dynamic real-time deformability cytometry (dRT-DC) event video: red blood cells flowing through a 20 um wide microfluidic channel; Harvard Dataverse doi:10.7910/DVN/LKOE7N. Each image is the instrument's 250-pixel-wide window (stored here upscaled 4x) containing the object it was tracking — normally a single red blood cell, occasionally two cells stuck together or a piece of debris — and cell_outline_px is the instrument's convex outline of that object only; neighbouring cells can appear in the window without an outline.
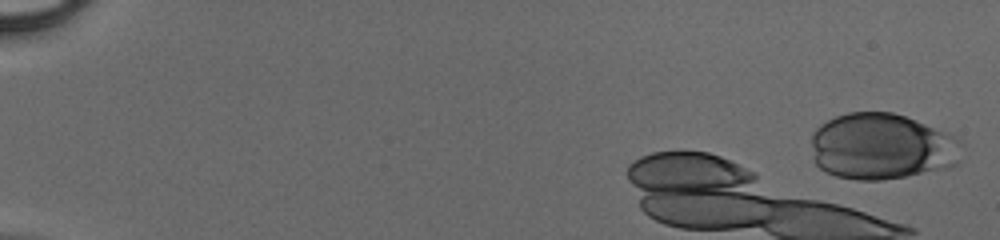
{"species": "human", "species_latin": "Homo sapiens", "temperature_condition": "cold", "stored_images_in_passage": 24, "camera_frame_rate_fps": 3000, "um_per_image_px": 0.085, "donor": {"sex": "male"}, "frame": {"image": 1, "passage_image": 1, "time_ms": 0.0, "image_size_px": [1000, 240], "cell_outline_px": [[964, 144], [960, 160], [956, 164], [948, 168], [904, 176], [880, 180], [856, 180], [836, 176], [820, 168], [816, 164], [812, 144], [812, 132], [820, 124], [836, 116], [848, 112], [892, 112], [916, 120], [956, 136]], "centroid_in_image_um": [74.99, 12.45], "position_along_channel_um": 10.0, "area_um2": 58.32}}